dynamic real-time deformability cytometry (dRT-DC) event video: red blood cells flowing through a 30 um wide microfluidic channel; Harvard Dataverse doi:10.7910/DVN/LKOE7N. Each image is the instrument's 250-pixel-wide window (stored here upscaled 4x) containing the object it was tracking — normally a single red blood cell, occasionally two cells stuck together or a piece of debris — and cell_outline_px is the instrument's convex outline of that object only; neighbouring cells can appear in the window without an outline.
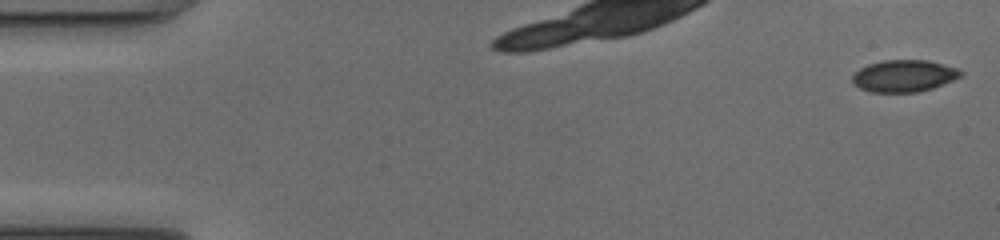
{"species": "common noctule bat (a hibernating species)", "species_latin": "Nyctalus noctula", "temperature_condition": "cold", "stored_images_in_passage": 29, "camera_frame_rate_fps": 3000, "um_per_image_px": 0.085, "animal": {"sex": "female", "body_mass_g": 17.0, "forearm_length_mm": 48.0}, "frame": {"image": 1, "passage_image": 1, "time_ms": 0.0, "image_size_px": [1000, 240], "cell_outline_px": [[964, 72], [960, 76], [944, 84], [932, 88], [916, 92], [868, 92], [852, 84], [852, 76], [860, 68], [868, 64], [884, 60], [928, 60], [960, 68]], "centroid_in_image_um": [76.84, 6.45], "position_along_channel_um": 8.2, "area_um2": 20.29}}
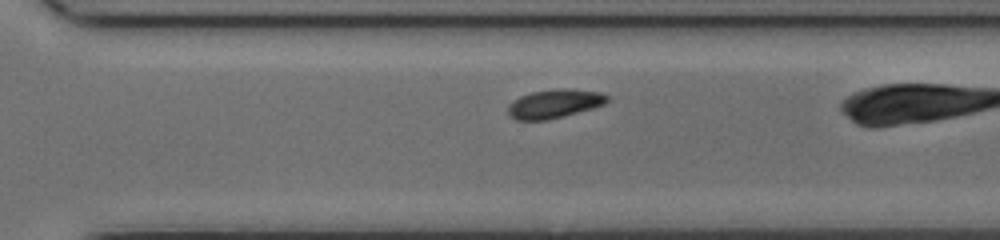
{"frame": {"image": 2, "passage_image": 25, "time_ms": 8.0, "image_size_px": [1000, 240], "cell_outline_px": [[608, 100], [604, 104], [592, 108], [564, 116], [548, 120], [516, 120], [508, 116], [508, 104], [520, 96], [532, 92], [564, 88], [568, 88], [600, 92], [608, 96]], "centroid_in_image_um": [47.1, 8.82], "position_along_channel_um": 323.5, "area_um2": 16.59}}